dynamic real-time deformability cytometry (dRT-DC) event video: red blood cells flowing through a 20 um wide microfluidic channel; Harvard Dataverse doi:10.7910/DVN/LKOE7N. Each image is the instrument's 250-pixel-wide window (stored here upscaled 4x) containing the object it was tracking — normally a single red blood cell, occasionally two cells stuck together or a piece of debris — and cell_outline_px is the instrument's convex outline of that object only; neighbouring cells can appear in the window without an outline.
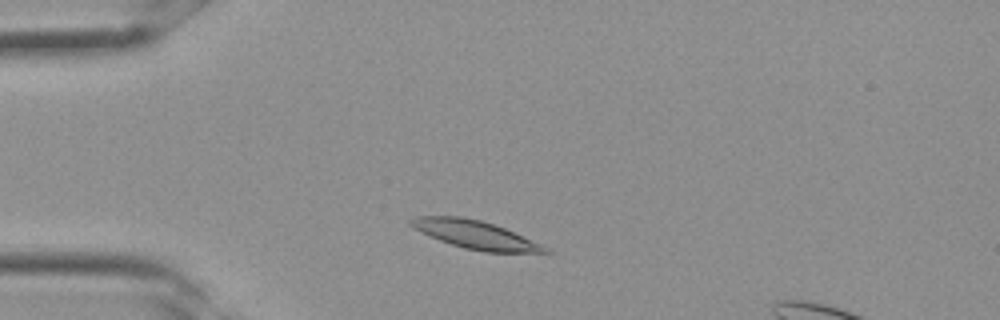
{"species": "Egyptian fruit bat (a non-hibernating species)", "species_latin": "Rousettus aegyptiacus", "temperature_condition": "room temperature", "stored_images_in_passage": 31, "camera_frame_rate_fps": 3000, "um_per_image_px": 0.085, "frame": {"image": 1, "passage_image": 4, "time_ms": 1.0, "image_size_px": [1000, 320], "cell_outline_px": [[552, 252], [484, 252], [464, 248], [440, 240], [420, 232], [412, 228], [408, 224], [408, 220], [416, 216], [460, 216], [480, 220], [504, 228], [540, 244], [548, 248]], "centroid_in_image_um": [40.31, 19.94], "position_along_channel_um": 44.7, "area_um2": 21.73}}
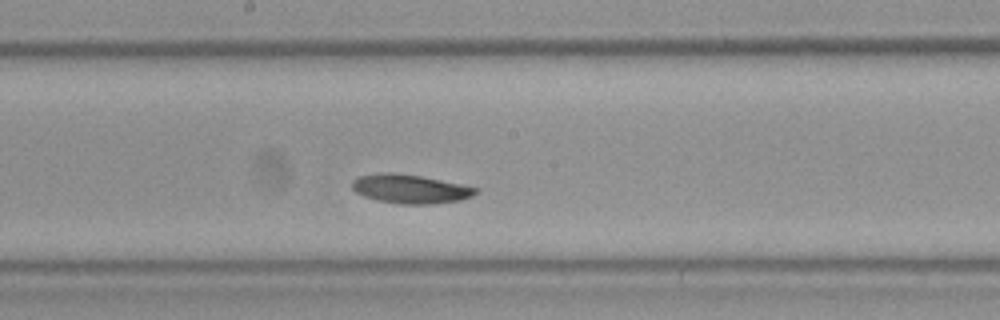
{"frame": {"image": 2, "passage_image": 14, "time_ms": 4.333, "image_size_px": [1000, 320], "cell_outline_px": [[480, 188], [472, 196], [460, 200], [432, 204], [400, 204], [376, 200], [364, 196], [356, 192], [352, 188], [352, 180], [360, 176], [380, 172], [392, 172], [420, 176]], "centroid_in_image_um": [34.85, 16.06], "position_along_channel_um": 213.4, "area_um2": 20.75}}
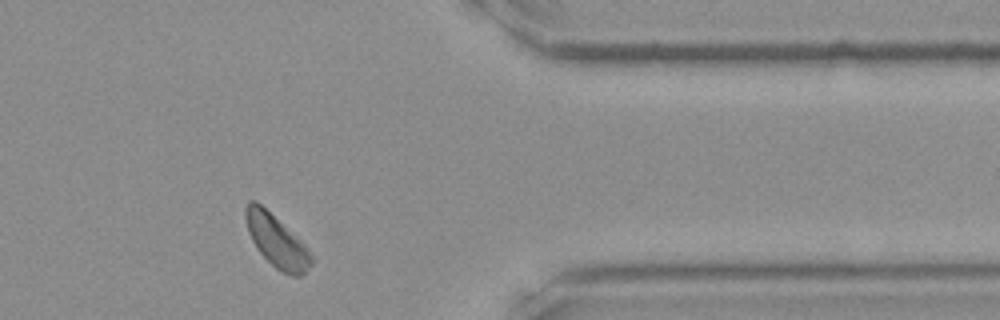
{"frame": {"image": 3, "passage_image": 24, "time_ms": 7.667, "image_size_px": [1000, 320], "cell_outline_px": [[316, 260], [304, 276], [292, 276], [276, 268], [256, 248], [248, 232], [244, 216], [244, 208], [248, 200], [256, 200], [304, 244]], "centroid_in_image_um": [23.52, 20.51], "position_along_channel_um": 387.9, "area_um2": 19.94}}